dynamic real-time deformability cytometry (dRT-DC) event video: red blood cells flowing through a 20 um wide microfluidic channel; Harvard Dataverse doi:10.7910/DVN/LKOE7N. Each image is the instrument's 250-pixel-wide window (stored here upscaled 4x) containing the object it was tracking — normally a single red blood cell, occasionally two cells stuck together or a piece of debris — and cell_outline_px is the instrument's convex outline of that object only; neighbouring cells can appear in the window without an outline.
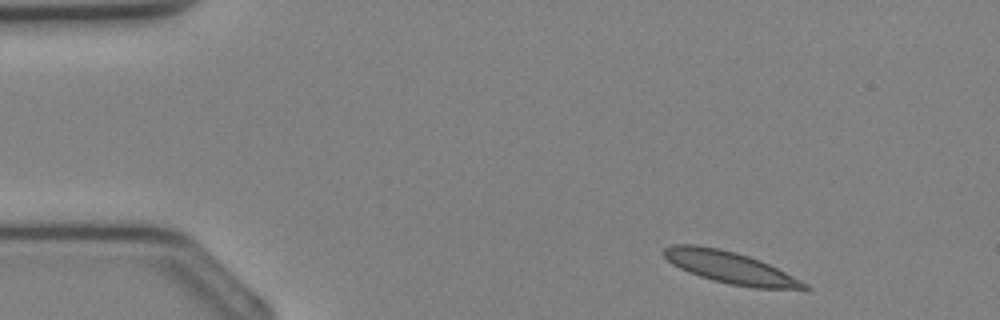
{"species": "Egyptian fruit bat (a non-hibernating species)", "species_latin": "Rousettus aegyptiacus", "temperature_condition": "cold", "stored_images_in_passage": 33, "camera_frame_rate_fps": 3000, "um_per_image_px": 0.085, "animal": {"sex": "female"}, "frame": {"image": 1, "passage_image": 2, "time_ms": 0.333, "image_size_px": [1000, 320], "cell_outline_px": [[812, 288], [808, 292], [756, 288], [728, 284], [712, 280], [688, 272], [672, 264], [660, 252], [664, 248], [672, 244], [696, 244], [720, 248], [736, 252], [760, 260], [808, 284]], "centroid_in_image_um": [62.13, 22.77], "position_along_channel_um": 22.9, "area_um2": 26.7}}
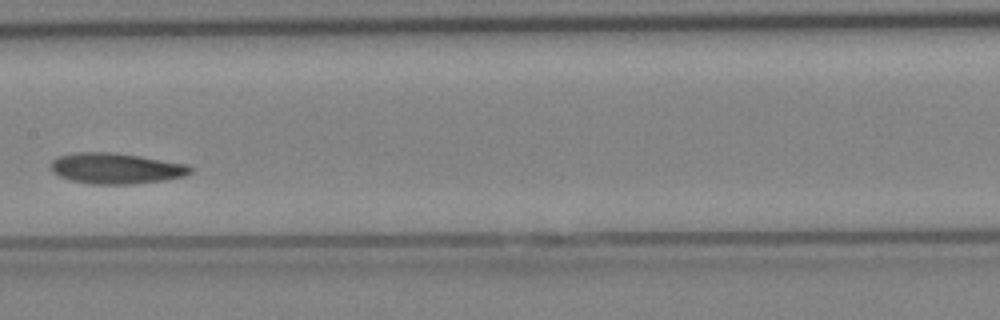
{"frame": {"image": 2, "passage_image": 16, "time_ms": 5.0, "image_size_px": [1000, 320], "cell_outline_px": [[192, 172], [184, 176], [164, 180], [132, 184], [92, 184], [72, 180], [60, 176], [52, 172], [48, 168], [48, 164], [52, 160], [60, 156], [76, 152], [112, 152], [140, 156], [188, 164], [192, 168]], "centroid_in_image_um": [9.84, 14.31], "position_along_channel_um": 197.6, "area_um2": 25.14}}
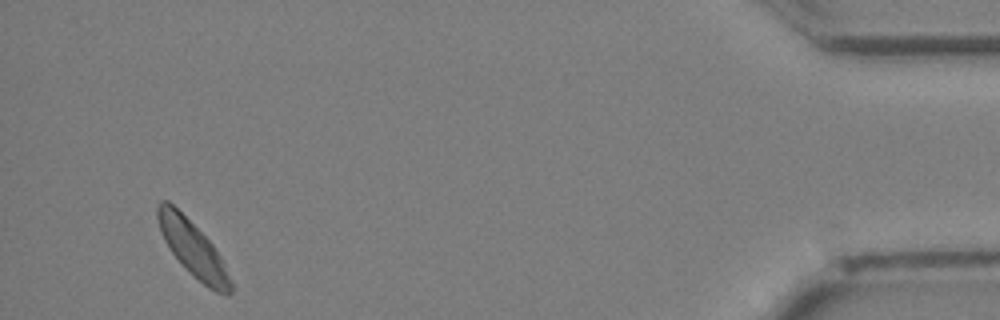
{"frame": {"image": 3, "passage_image": 32, "time_ms": 10.333, "image_size_px": [1000, 320], "cell_outline_px": [[232, 292], [228, 296], [216, 292], [208, 288], [172, 252], [164, 240], [160, 232], [156, 216], [156, 204], [160, 200], [168, 200], [212, 244], [220, 256], [224, 264], [232, 284]], "centroid_in_image_um": [16.37, 21.11], "position_along_channel_um": 418.8, "area_um2": 22.72}}